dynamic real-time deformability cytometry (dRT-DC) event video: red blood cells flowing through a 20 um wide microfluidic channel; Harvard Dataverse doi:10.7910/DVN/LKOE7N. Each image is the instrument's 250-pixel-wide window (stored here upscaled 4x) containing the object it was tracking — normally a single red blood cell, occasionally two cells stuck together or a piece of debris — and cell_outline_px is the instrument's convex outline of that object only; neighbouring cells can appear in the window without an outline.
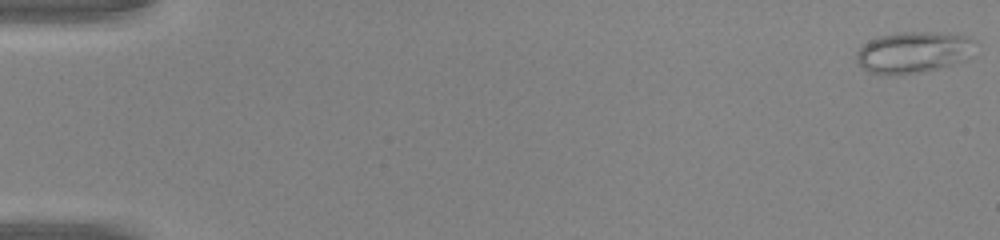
{"species": "common noctule bat (a hibernating species)", "species_latin": "Nyctalus noctula", "temperature_condition": "warm", "stored_images_in_passage": 47, "camera_frame_rate_fps": 3000, "um_per_image_px": 0.085, "animal": {"sex": "male", "body_mass_g": 20.0, "forearm_length_mm": 53.3}, "frame": {"image": 1, "passage_image": 1, "time_ms": 0.0, "image_size_px": [1000, 240], "cell_outline_px": [[976, 40], [968, 60], [936, 68], [916, 72], [892, 76], [868, 72], [860, 68], [856, 60], [856, 52], [868, 40], [876, 36], [896, 32], [956, 32], [968, 36]], "centroid_in_image_um": [77.63, 4.42], "position_along_channel_um": 7.4, "area_um2": 29.25}}
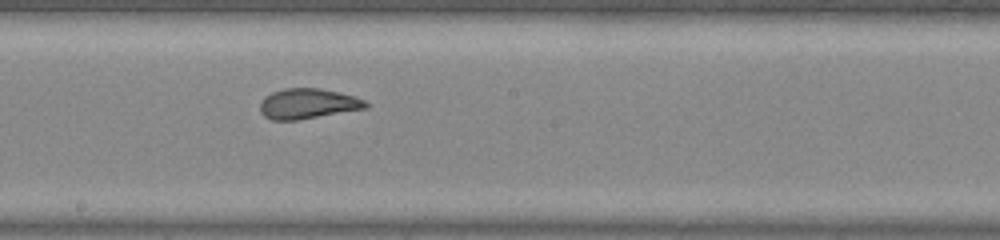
{"frame": {"image": 2, "passage_image": 27, "time_ms": 8.667, "image_size_px": [1000, 240], "cell_outline_px": [[368, 108], [296, 120], [272, 120], [264, 116], [260, 112], [260, 104], [272, 92], [284, 88], [320, 88], [356, 96], [364, 100], [368, 104]], "centroid_in_image_um": [26.19, 8.81], "position_along_channel_um": 222.0, "area_um2": 18.5}}
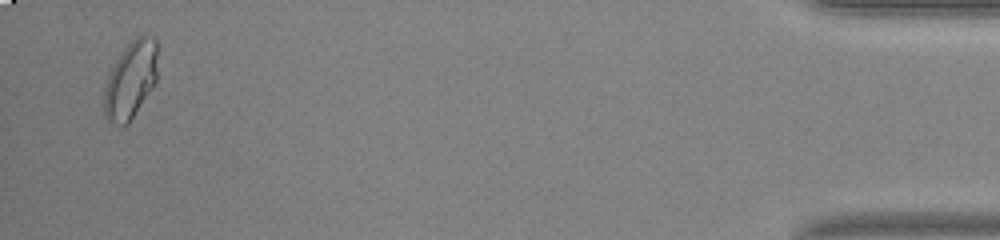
{"frame": {"image": 3, "passage_image": 46, "time_ms": 15.0, "image_size_px": [1000, 240], "cell_outline_px": [[156, 80], [152, 88], [128, 124], [112, 124], [104, 116], [104, 92], [108, 76], [116, 60], [128, 44], [136, 36], [144, 32], [156, 36]], "centroid_in_image_um": [11.11, 6.75], "position_along_channel_um": 424.1, "area_um2": 23.99}}